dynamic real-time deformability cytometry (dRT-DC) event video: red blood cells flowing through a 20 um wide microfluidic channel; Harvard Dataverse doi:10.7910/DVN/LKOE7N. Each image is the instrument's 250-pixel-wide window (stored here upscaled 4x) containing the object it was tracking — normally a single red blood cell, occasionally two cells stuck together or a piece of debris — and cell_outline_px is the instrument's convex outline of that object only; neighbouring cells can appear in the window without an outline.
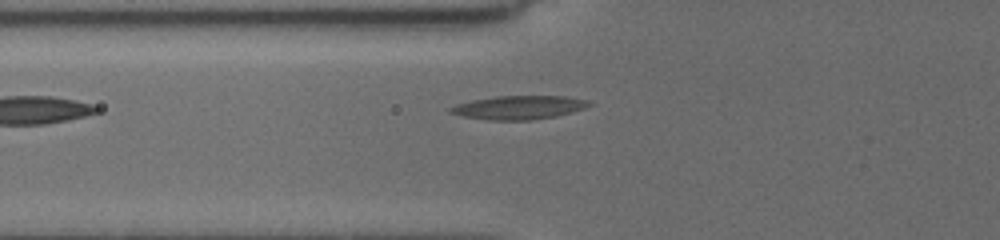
{"species": "common noctule bat (a hibernating species)", "species_latin": "Nyctalus noctula", "temperature_condition": "cold", "stored_images_in_passage": 21, "camera_frame_rate_fps": 3000, "um_per_image_px": 0.085, "animal": {"sex": "female", "body_mass_g": 19.5, "forearm_length_mm": 54.1}, "frame": {"image": 1, "passage_image": 2, "time_ms": 0.333, "image_size_px": [1000, 240], "cell_outline_px": [[592, 104], [584, 108], [572, 112], [556, 116], [532, 120], [488, 120], [464, 116], [448, 112], [448, 108], [472, 100], [496, 96], [564, 96], [588, 100]], "centroid_in_image_um": [44.12, 9.13], "position_along_channel_um": 81.7, "area_um2": 18.96}}
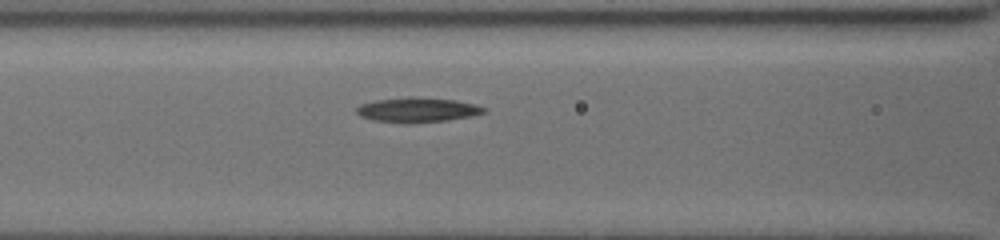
{"frame": {"image": 2, "passage_image": 10, "time_ms": 1.667, "image_size_px": [1000, 240], "cell_outline_px": [[488, 108], [484, 112], [472, 116], [448, 120], [408, 124], [372, 120], [360, 116], [356, 112], [356, 108], [360, 104], [376, 100], [408, 96], [412, 96], [456, 100], [476, 104]], "centroid_in_image_um": [35.48, 9.34], "position_along_channel_um": 131.1, "area_um2": 18.67}}
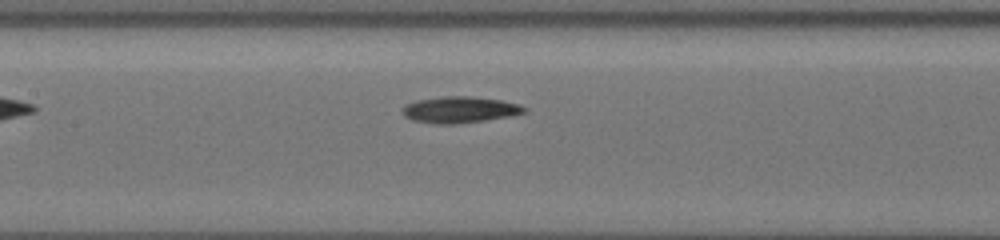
{"frame": {"image": 3, "passage_image": 16, "time_ms": 2.667, "image_size_px": [1000, 240], "cell_outline_px": [[528, 108], [524, 112], [508, 116], [484, 120], [456, 124], [436, 124], [412, 120], [404, 116], [400, 112], [400, 108], [404, 104], [416, 100], [440, 96], [472, 96], [500, 100], [520, 104]], "centroid_in_image_um": [39.0, 9.31], "position_along_channel_um": 168.4, "area_um2": 18.9}}